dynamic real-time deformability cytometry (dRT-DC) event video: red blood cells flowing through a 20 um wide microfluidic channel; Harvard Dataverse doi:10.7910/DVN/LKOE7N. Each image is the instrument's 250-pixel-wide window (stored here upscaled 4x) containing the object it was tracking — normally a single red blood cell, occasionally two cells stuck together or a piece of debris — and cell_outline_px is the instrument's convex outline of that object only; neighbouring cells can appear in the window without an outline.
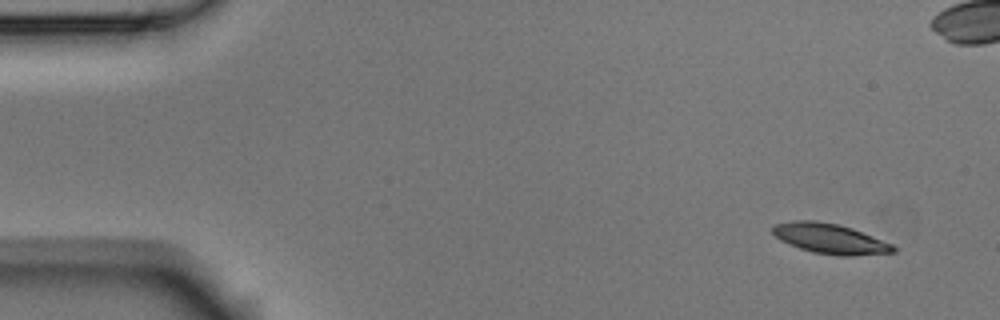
{"species": "Egyptian fruit bat (a non-hibernating species)", "species_latin": "Rousettus aegyptiacus", "temperature_condition": "room temperature", "stored_images_in_passage": 6, "camera_frame_rate_fps": 3000, "um_per_image_px": 0.085, "animal": {"sex": "male"}, "frame": {"image": 1, "passage_image": 1, "time_ms": 0.0, "image_size_px": [1000, 320], "cell_outline_px": [[896, 252], [852, 256], [836, 256], [812, 252], [788, 244], [780, 240], [772, 232], [772, 228], [776, 224], [796, 220], [816, 220], [836, 224], [852, 228], [892, 244], [896, 248]], "centroid_in_image_um": [70.55, 20.3], "position_along_channel_um": 14.5, "area_um2": 21.1}}
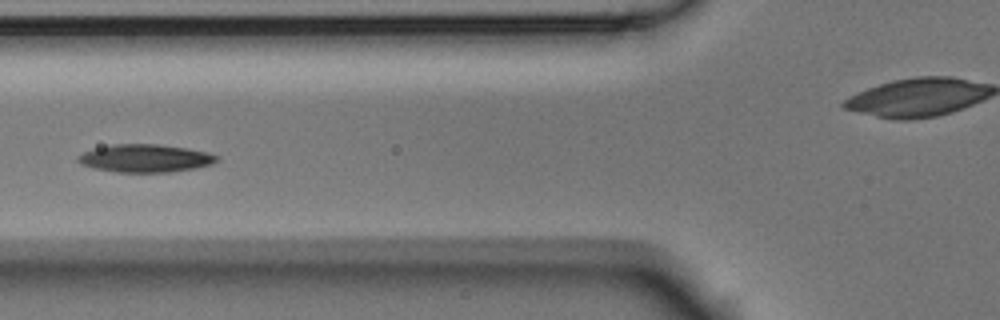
{"frame": {"image": 2, "passage_image": 6, "time_ms": 1.667, "image_size_px": [1000, 320], "cell_outline_px": [[220, 156], [212, 164], [196, 168], [168, 172], [116, 172], [96, 168], [80, 164], [76, 160], [76, 156], [84, 152], [96, 148], [112, 144], [156, 144], [188, 148], [208, 152]], "centroid_in_image_um": [12.35, 13.45], "position_along_channel_um": 113.5, "area_um2": 22.54}}